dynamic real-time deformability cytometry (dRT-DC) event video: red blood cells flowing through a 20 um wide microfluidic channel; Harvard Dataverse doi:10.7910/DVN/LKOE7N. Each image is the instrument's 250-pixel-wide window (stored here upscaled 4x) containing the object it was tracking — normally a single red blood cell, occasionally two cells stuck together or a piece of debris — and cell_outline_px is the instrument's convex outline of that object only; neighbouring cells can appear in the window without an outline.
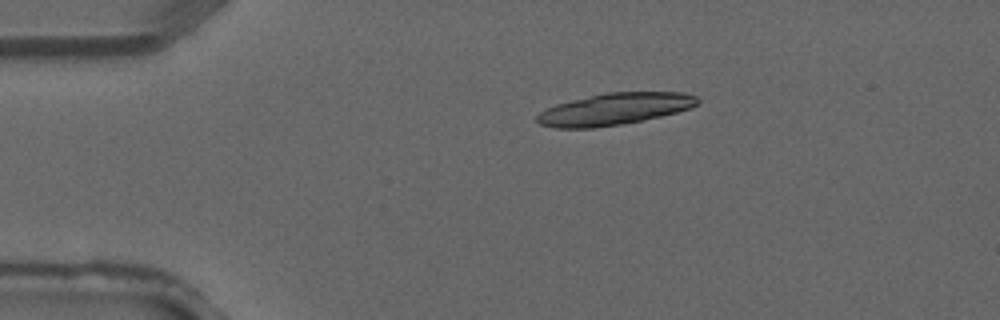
{"species": "common noctule bat (a hibernating species)", "species_latin": "Nyctalus noctula", "temperature_condition": "warm", "stored_images_in_passage": 3, "camera_frame_rate_fps": 3000, "um_per_image_px": 0.085, "animal": {"sex": "male", "forearm_length_mm": 52.5}, "frame": {"image": 1, "passage_image": 2, "time_ms": 0.333, "image_size_px": [1000, 320], "cell_outline_px": [[700, 104], [692, 108], [644, 120], [620, 124], [592, 128], [556, 128], [540, 124], [536, 120], [536, 116], [540, 112], [556, 104], [604, 92], [684, 92], [696, 96], [700, 100]], "centroid_in_image_um": [52.27, 9.26], "position_along_channel_um": 32.7, "area_um2": 29.77}}